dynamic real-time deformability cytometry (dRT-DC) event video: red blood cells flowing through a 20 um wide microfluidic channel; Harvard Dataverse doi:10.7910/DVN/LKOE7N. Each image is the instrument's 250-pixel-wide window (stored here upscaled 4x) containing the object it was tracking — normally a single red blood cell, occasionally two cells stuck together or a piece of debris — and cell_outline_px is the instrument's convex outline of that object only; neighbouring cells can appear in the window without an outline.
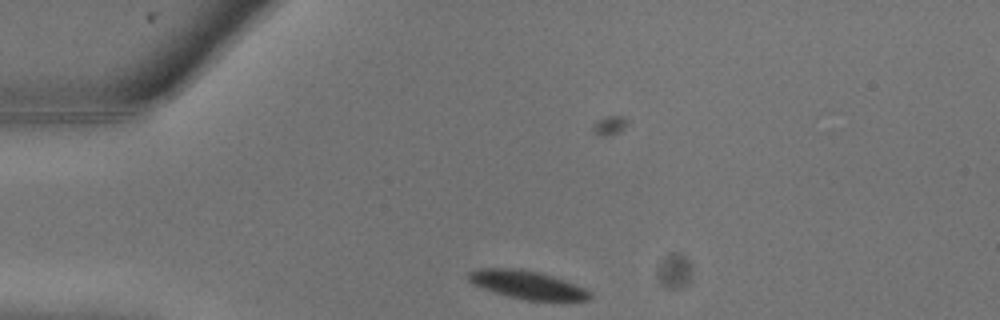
{"species": "common noctule bat (a hibernating species)", "species_latin": "Nyctalus noctula", "temperature_condition": "warm", "stored_images_in_passage": 16, "camera_frame_rate_fps": 3000, "um_per_image_px": 0.085, "animal": {"sex": "male", "body_mass_g": 13.3}, "frame": {"image": 1, "passage_image": 1, "time_ms": 0.0, "image_size_px": [1000, 320], "cell_outline_px": [[592, 296], [588, 300], [528, 300], [508, 296], [484, 288], [468, 280], [468, 272], [476, 268], [520, 268], [540, 272], [576, 284], [592, 292]], "centroid_in_image_um": [44.83, 24.19], "position_along_channel_um": 40.2, "area_um2": 19.77}}
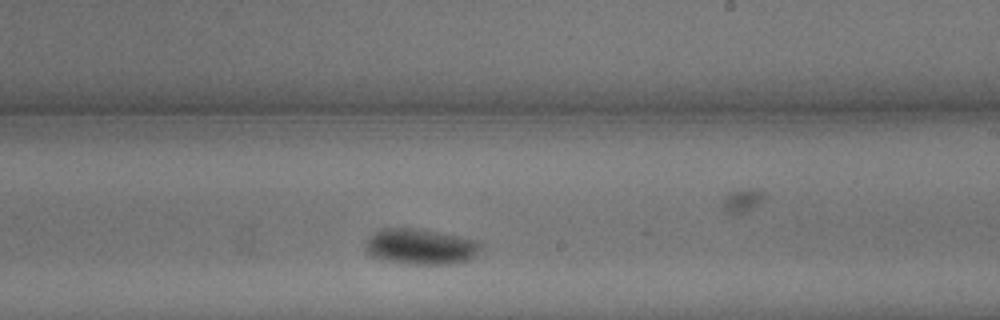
{"frame": {"image": 2, "passage_image": 10, "time_ms": 3.0, "image_size_px": [1000, 320], "cell_outline_px": [[484, 244], [472, 260], [452, 264], [404, 264], [380, 260], [372, 256], [364, 248], [364, 240], [368, 236], [380, 228], [420, 228], [480, 240]], "centroid_in_image_um": [35.75, 20.96], "position_along_channel_um": 253.2, "area_um2": 24.85}}
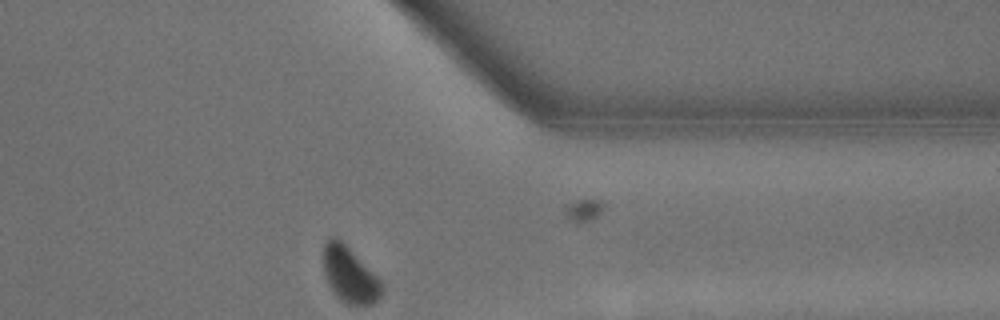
{"frame": {"image": 3, "passage_image": 15, "time_ms": 4.667, "image_size_px": [1000, 320], "cell_outline_px": [[384, 292], [372, 304], [348, 304], [336, 296], [328, 284], [324, 276], [324, 244], [328, 240], [340, 240], [384, 284]], "centroid_in_image_um": [29.74, 23.42], "position_along_channel_um": 381.7, "area_um2": 18.32}}